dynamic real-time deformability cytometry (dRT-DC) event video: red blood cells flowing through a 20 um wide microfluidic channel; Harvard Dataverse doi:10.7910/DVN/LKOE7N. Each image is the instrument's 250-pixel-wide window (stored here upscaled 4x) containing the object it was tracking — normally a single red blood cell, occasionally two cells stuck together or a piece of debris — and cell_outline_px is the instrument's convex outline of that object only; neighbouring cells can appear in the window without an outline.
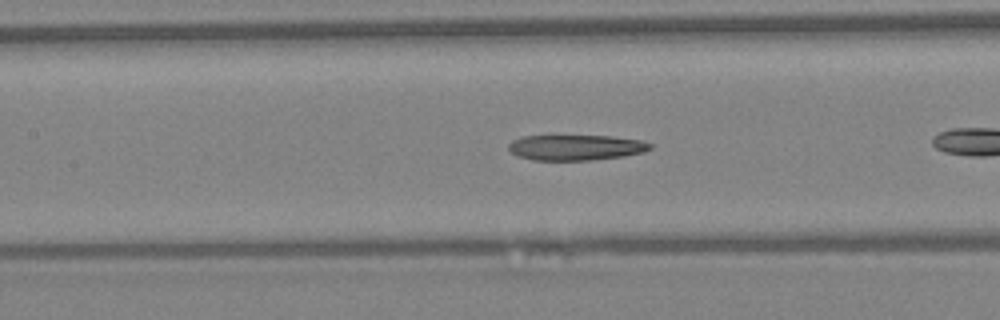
{"species": "Egyptian fruit bat (a non-hibernating species)", "species_latin": "Rousettus aegyptiacus", "temperature_condition": "warm", "stored_images_in_passage": 23, "camera_frame_rate_fps": 3000, "um_per_image_px": 0.085, "animal": {"sex": "female"}, "frame": {"image": 1, "passage_image": 7, "time_ms": 2.0, "image_size_px": [1000, 320], "cell_outline_px": [[652, 148], [644, 152], [624, 156], [592, 160], [532, 160], [516, 156], [508, 148], [508, 144], [512, 140], [520, 136], [552, 132], [612, 136], [644, 140], [652, 144]], "centroid_in_image_um": [48.88, 12.47], "position_along_channel_um": 158.5, "area_um2": 22.6}}
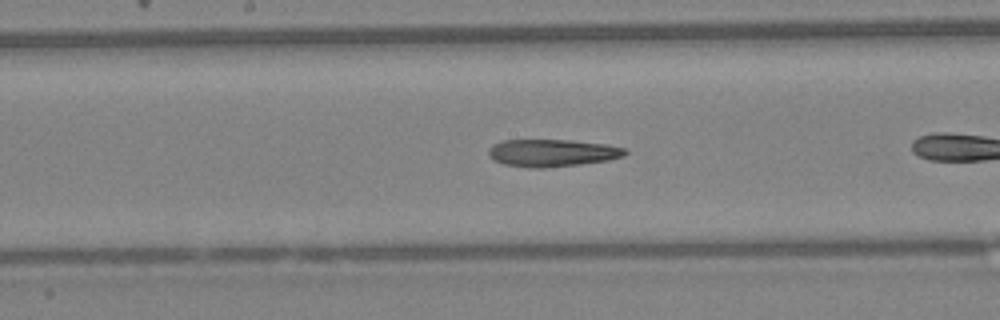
{"frame": {"image": 2, "passage_image": 10, "time_ms": 3.0, "image_size_px": [1000, 320], "cell_outline_px": [[628, 152], [624, 156], [608, 160], [580, 164], [544, 168], [532, 168], [504, 164], [492, 160], [488, 152], [488, 148], [492, 144], [504, 140], [572, 140], [608, 144], [624, 148]], "centroid_in_image_um": [46.92, 12.99], "position_along_channel_um": 201.3, "area_um2": 21.91}}